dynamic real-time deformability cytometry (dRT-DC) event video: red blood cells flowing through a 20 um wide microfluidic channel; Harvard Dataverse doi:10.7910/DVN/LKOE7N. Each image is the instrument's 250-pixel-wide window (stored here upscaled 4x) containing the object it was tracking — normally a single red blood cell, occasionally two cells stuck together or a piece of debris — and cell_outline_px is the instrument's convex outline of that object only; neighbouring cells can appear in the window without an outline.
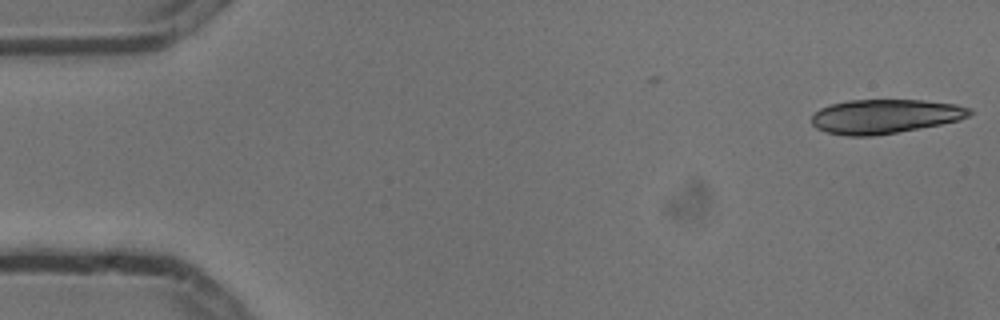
{"species": "common noctule bat (a hibernating species)", "species_latin": "Nyctalus noctula", "temperature_condition": "cold", "stored_images_in_passage": 6, "segment_of_instrument_passage": [1, 2], "camera_frame_rate_fps": 3000, "um_per_image_px": 0.085, "animal": {"sex": "male", "body_mass_g": 13.3}, "frame": {"image": 1, "passage_image": 1, "time_ms": 0.0, "image_size_px": [1000, 320], "cell_outline_px": [[972, 112], [968, 116], [960, 120], [940, 124], [896, 132], [872, 136], [848, 136], [828, 132], [816, 128], [812, 124], [812, 116], [820, 108], [832, 104], [848, 100], [924, 100], [956, 104], [972, 108]], "centroid_in_image_um": [75.23, 9.88], "position_along_channel_um": 9.8, "area_um2": 31.33}}